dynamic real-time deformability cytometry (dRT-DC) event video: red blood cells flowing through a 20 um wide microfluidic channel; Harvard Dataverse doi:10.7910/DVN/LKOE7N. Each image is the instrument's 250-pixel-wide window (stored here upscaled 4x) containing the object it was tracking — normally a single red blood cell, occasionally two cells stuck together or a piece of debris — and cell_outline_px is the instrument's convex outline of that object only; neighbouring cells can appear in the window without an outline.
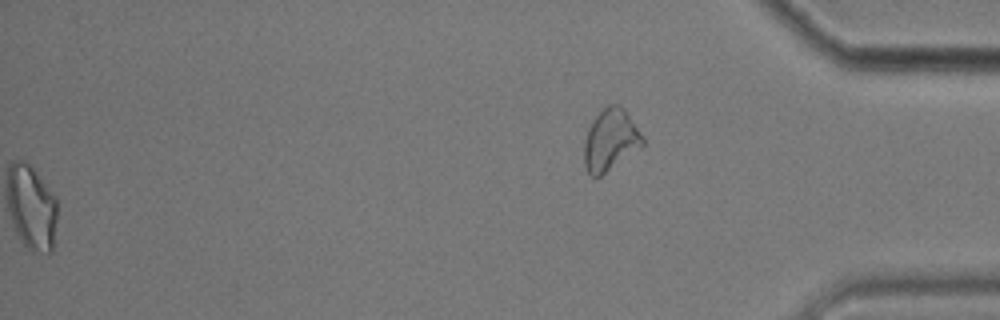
{"species": "common noctule bat (a hibernating species)", "species_latin": "Nyctalus noctula", "temperature_condition": "cold", "stored_images_in_passage": 57, "segment_of_instrument_passage": [2, 2], "camera_frame_rate_fps": 3000, "um_per_image_px": 0.085, "animal": {"sex": "male", "body_mass_g": 17.9}, "frame": {"image": 1, "passage_image": 57, "time_ms": 18.667, "image_size_px": [1000, 320], "cell_outline_px": [[644, 148], [600, 176], [592, 176], [588, 172], [584, 164], [584, 140], [588, 128], [592, 120], [608, 104], [620, 104], [624, 108], [644, 136]], "centroid_in_image_um": [51.93, 11.9], "position_along_channel_um": 383.3, "area_um2": 21.44}}